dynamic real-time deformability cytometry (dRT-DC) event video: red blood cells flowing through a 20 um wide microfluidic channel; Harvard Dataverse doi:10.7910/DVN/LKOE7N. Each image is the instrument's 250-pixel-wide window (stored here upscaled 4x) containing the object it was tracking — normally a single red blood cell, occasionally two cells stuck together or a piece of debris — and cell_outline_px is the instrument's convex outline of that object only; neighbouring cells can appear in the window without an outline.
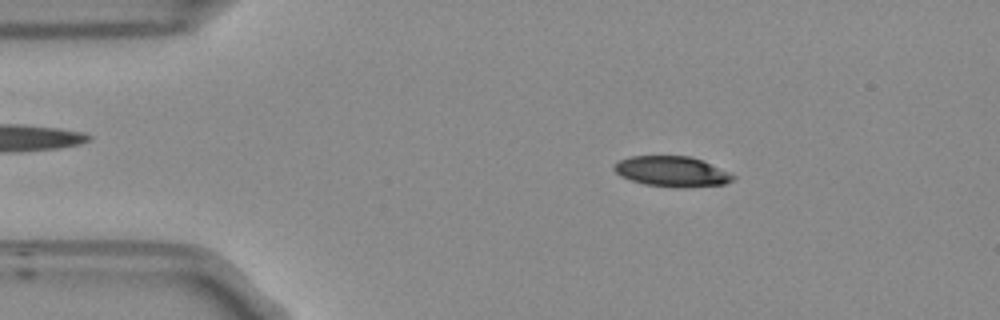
{"species": "Egyptian fruit bat (a non-hibernating species)", "species_latin": "Rousettus aegyptiacus", "temperature_condition": "room temperature", "stored_images_in_passage": 48, "camera_frame_rate_fps": 3000, "um_per_image_px": 0.085, "frame": {"image": 1, "passage_image": 3, "time_ms": 0.667, "image_size_px": [1000, 320], "cell_outline_px": [[736, 176], [732, 180], [724, 184], [684, 188], [644, 184], [620, 176], [612, 168], [620, 160], [632, 156], [688, 156], [700, 160], [728, 172]], "centroid_in_image_um": [57.09, 14.58], "position_along_channel_um": 27.9, "area_um2": 20.69}}
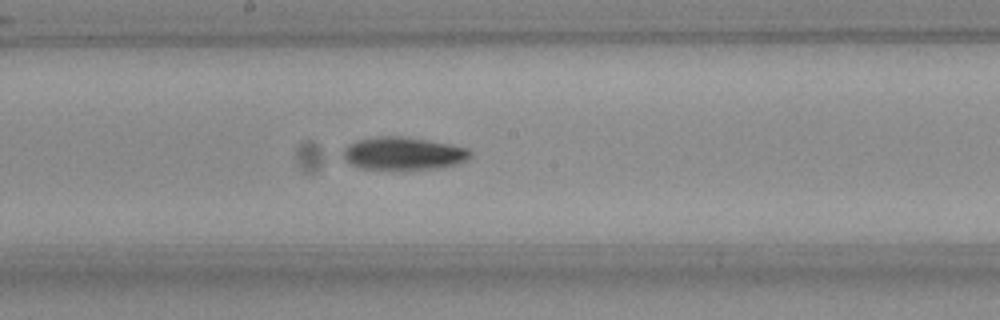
{"frame": {"image": 2, "passage_image": 22, "time_ms": 7.0, "image_size_px": [1000, 320], "cell_outline_px": [[468, 156], [464, 160], [456, 164], [436, 168], [360, 168], [344, 160], [344, 148], [348, 144], [360, 140], [380, 136], [400, 136], [452, 144], [468, 148]], "centroid_in_image_um": [34.25, 13.02], "position_along_channel_um": 214.0, "area_um2": 23.52}}
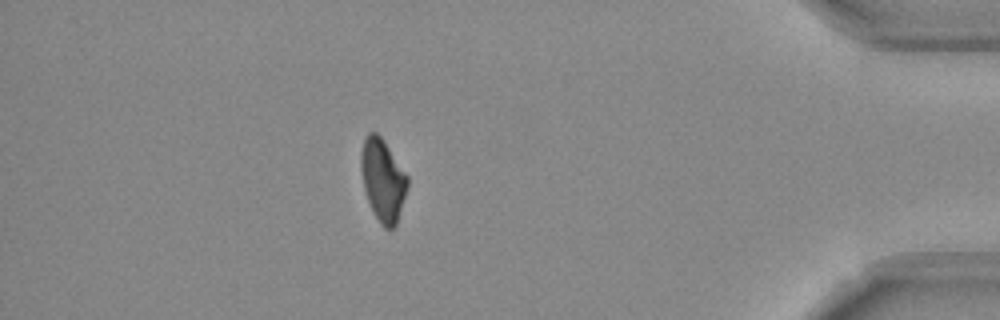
{"frame": {"image": 3, "passage_image": 41, "time_ms": 13.333, "image_size_px": [1000, 320], "cell_outline_px": [[408, 184], [396, 224], [392, 228], [384, 228], [380, 224], [368, 200], [364, 188], [360, 168], [360, 156], [364, 140], [368, 132], [376, 132], [380, 136], [408, 176]], "centroid_in_image_um": [32.52, 15.29], "position_along_channel_um": 402.7, "area_um2": 21.79}, "authors_computed_cell_mechanics": {"area_um2": 22.7443, "velocity_mm_per_s": 3.7448, "shape_relaxation_time_tau1_ms": 6.0309, "shape_relaxation_time_tau2_ms": 7.4374, "deformation_change_tau1": 0.1646, "deformation_change_tau2": 0.1408}}